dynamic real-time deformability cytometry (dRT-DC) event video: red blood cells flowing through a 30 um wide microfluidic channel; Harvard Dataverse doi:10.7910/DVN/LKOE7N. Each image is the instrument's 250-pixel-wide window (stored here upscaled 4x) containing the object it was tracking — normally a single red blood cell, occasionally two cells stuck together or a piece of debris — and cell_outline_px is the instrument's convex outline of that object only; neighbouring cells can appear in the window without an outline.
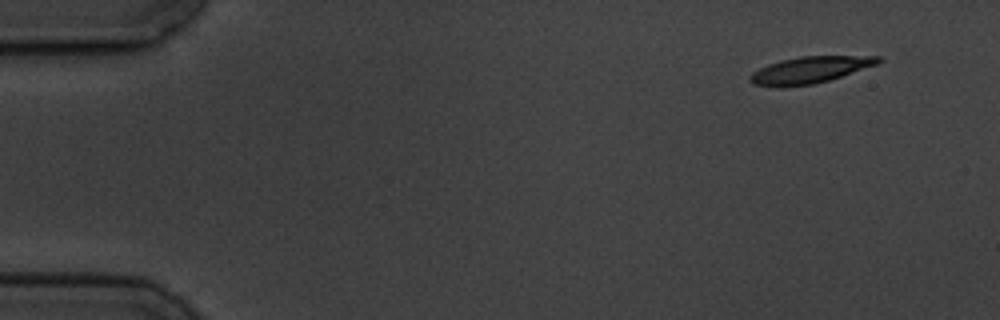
{"species": "common noctule bat (a hibernating species)", "species_latin": "Nyctalus noctula", "temperature_condition": "cold", "stored_images_in_passage": 4, "segment_of_instrument_passage": [1, 2], "camera_frame_rate_fps": 3000, "um_per_image_px": 0.085, "animal": {"sex": "male", "body_mass_g": 19.5, "forearm_length_mm": 54.6}, "frame": {"image": 1, "passage_image": 1, "time_ms": 0.0, "image_size_px": [1000, 320], "cell_outline_px": [[884, 60], [880, 64], [828, 80], [812, 84], [780, 88], [776, 88], [752, 84], [748, 80], [748, 76], [752, 72], [768, 64], [780, 60], [800, 56], [880, 56]], "centroid_in_image_um": [68.82, 5.95], "position_along_channel_um": 16.2, "area_um2": 20.23}}